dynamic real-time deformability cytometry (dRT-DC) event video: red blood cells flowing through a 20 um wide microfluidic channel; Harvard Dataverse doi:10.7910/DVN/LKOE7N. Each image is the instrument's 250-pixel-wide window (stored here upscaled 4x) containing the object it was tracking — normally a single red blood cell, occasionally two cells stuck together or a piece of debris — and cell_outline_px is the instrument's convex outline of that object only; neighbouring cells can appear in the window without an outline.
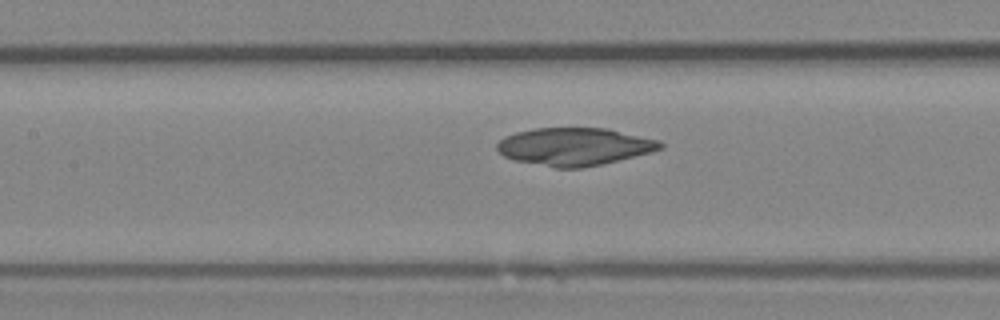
{"species": "Egyptian fruit bat (a non-hibernating species)", "species_latin": "Rousettus aegyptiacus", "temperature_condition": "room temperature", "stored_images_in_passage": 34, "camera_frame_rate_fps": 3000, "um_per_image_px": 0.085, "animal": {"sex": "female"}, "frame": {"image": 1, "passage_image": 8, "time_ms": 2.333, "image_size_px": [1000, 320], "cell_outline_px": [[664, 148], [652, 152], [600, 164], [580, 168], [556, 168], [516, 160], [504, 156], [496, 148], [496, 144], [504, 136], [516, 132], [532, 128], [608, 128], [660, 140], [664, 144]], "centroid_in_image_um": [48.84, 12.45], "position_along_channel_um": 158.6, "area_um2": 35.89}}
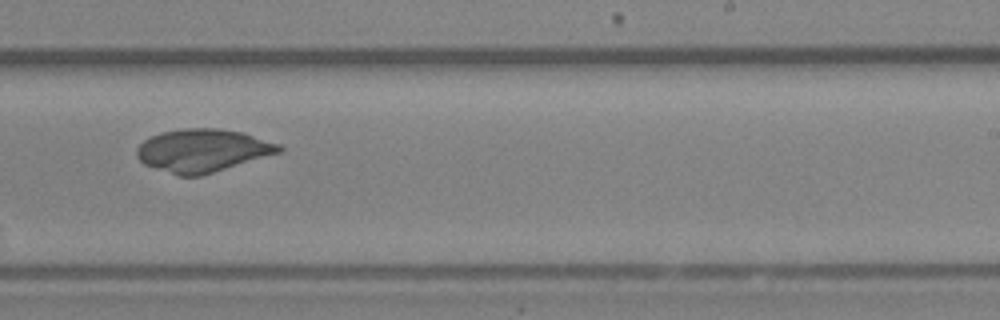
{"frame": {"image": 2, "passage_image": 16, "time_ms": 5.0, "image_size_px": [1000, 320], "cell_outline_px": [[284, 148], [280, 152], [200, 176], [180, 176], [144, 164], [136, 156], [136, 148], [144, 140], [160, 132], [184, 128], [220, 128], [244, 132], [280, 144]], "centroid_in_image_um": [17.22, 12.77], "position_along_channel_um": 271.8, "area_um2": 35.49}}
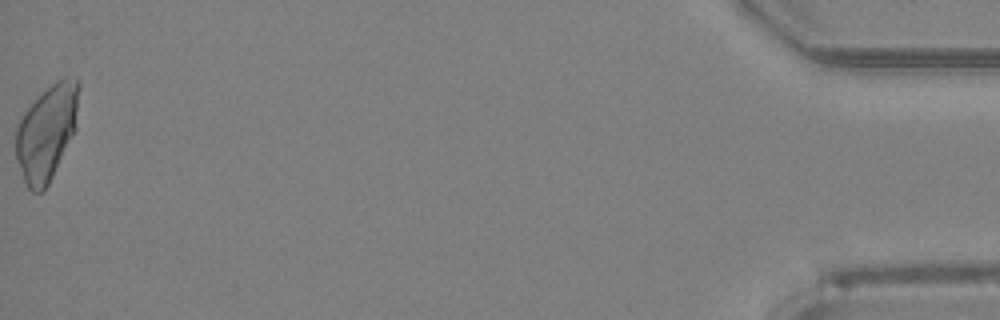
{"frame": {"image": 3, "passage_image": 34, "time_ms": 11.0, "image_size_px": [1000, 320], "cell_outline_px": [[80, 88], [76, 128], [44, 192], [32, 192], [28, 188], [24, 180], [16, 160], [16, 128], [24, 112], [56, 80], [64, 76], [76, 80], [80, 84]], "centroid_in_image_um": [3.98, 11.26], "position_along_channel_um": 431.2, "area_um2": 34.62}}